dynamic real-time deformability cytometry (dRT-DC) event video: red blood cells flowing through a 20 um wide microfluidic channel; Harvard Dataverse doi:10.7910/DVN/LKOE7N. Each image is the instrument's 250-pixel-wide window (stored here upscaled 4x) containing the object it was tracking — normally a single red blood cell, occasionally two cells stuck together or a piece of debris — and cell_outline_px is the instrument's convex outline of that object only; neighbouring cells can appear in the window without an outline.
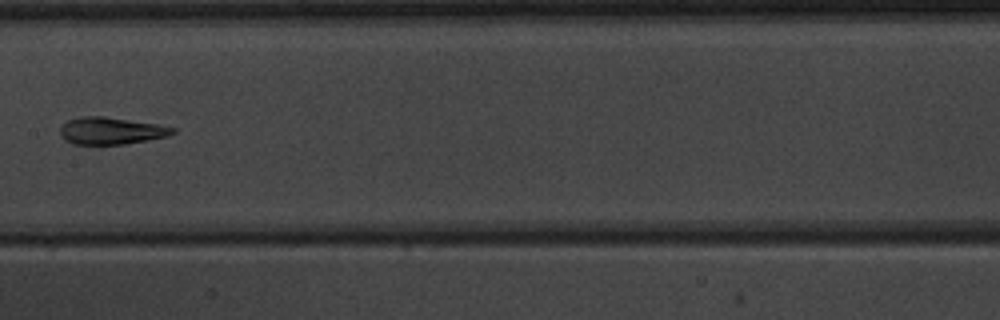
{"species": "common noctule bat (a hibernating species)", "species_latin": "Nyctalus noctula", "temperature_condition": "warm", "stored_images_in_passage": 8, "camera_frame_rate_fps": 3000, "um_per_image_px": 0.085, "animal": {"sex": "male", "body_mass_g": 20.1, "forearm_length_mm": 53.5}, "frame": {"image": 1, "passage_image": 8, "time_ms": 9.0, "image_size_px": [1000, 320], "cell_outline_px": [[176, 132], [168, 136], [124, 144], [72, 144], [60, 132], [60, 128], [68, 120], [80, 116], [104, 116], [160, 124], [176, 128]], "centroid_in_image_um": [9.5, 11.1], "position_along_channel_um": 197.9, "area_um2": 17.69}}